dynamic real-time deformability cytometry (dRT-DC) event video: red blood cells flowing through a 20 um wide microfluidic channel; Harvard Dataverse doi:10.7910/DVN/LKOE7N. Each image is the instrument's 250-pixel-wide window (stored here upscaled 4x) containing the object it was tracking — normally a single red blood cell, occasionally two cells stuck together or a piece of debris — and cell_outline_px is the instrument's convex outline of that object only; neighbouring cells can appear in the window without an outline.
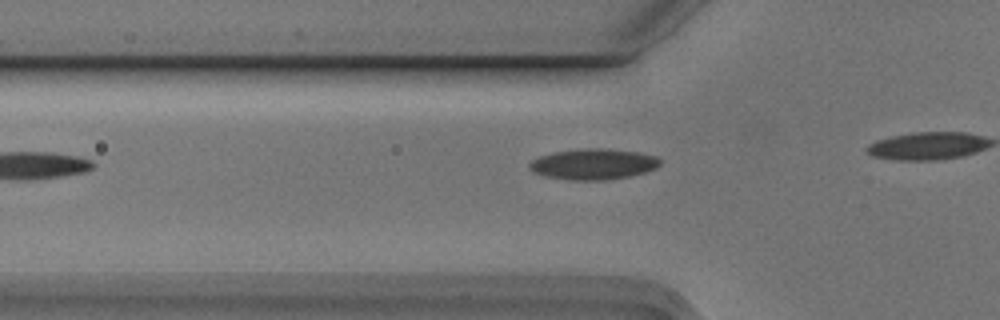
{"species": "Egyptian fruit bat (a non-hibernating species)", "species_latin": "Rousettus aegyptiacus", "temperature_condition": "cold", "stored_images_in_passage": 4, "camera_frame_rate_fps": 3000, "um_per_image_px": 0.085, "animal": {"sex": "male"}, "frame": {"image": 1, "passage_image": 3, "time_ms": 0.667, "image_size_px": [1000, 320], "cell_outline_px": [[660, 164], [656, 168], [644, 172], [628, 176], [608, 180], [568, 180], [544, 176], [532, 172], [528, 168], [528, 164], [532, 160], [540, 156], [552, 152], [580, 148], [604, 148], [636, 152], [656, 156], [660, 160]], "centroid_in_image_um": [50.38, 13.95], "position_along_channel_um": 75.4, "area_um2": 23.58}}